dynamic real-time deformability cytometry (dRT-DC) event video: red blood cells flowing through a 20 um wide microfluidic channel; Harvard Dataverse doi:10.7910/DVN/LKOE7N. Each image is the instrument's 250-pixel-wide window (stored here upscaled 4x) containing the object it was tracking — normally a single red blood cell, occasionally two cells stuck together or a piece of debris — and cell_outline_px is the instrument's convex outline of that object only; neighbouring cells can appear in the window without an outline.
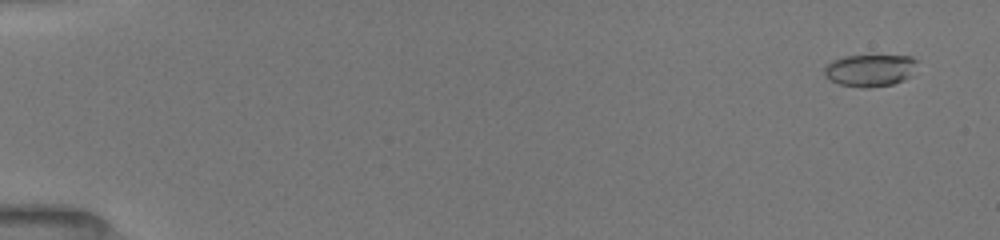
{"species": "common noctule bat (a hibernating species)", "species_latin": "Nyctalus noctula", "temperature_condition": "room temperature", "stored_images_in_passage": 52, "camera_frame_rate_fps": 3000, "um_per_image_px": 0.085, "animal": {"sex": "female", "body_mass_g": 19.5, "forearm_length_mm": 54.1}, "frame": {"image": 1, "passage_image": 3, "time_ms": 0.667, "image_size_px": [1000, 240], "cell_outline_px": [[916, 60], [912, 76], [904, 80], [892, 84], [868, 88], [864, 88], [840, 84], [824, 76], [824, 68], [832, 60], [844, 56], [912, 56]], "centroid_in_image_um": [73.95, 5.98], "position_along_channel_um": 11.1, "area_um2": 17.28}}
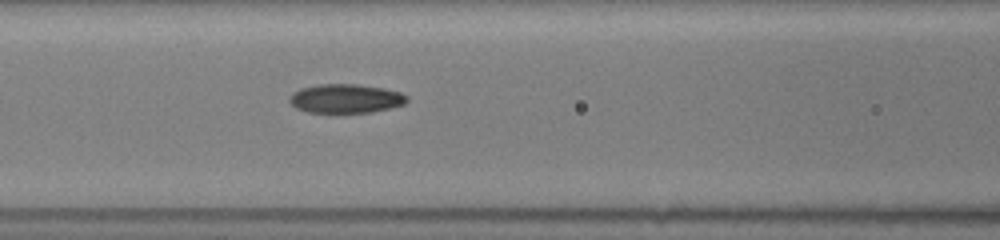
{"frame": {"image": 2, "passage_image": 24, "time_ms": 7.667, "image_size_px": [1000, 240], "cell_outline_px": [[408, 100], [404, 104], [388, 108], [368, 112], [308, 112], [296, 108], [288, 100], [292, 92], [300, 88], [320, 84], [360, 84], [384, 88], [400, 92], [408, 96]], "centroid_in_image_um": [29.37, 8.36], "position_along_channel_um": 137.2, "area_um2": 19.77}}
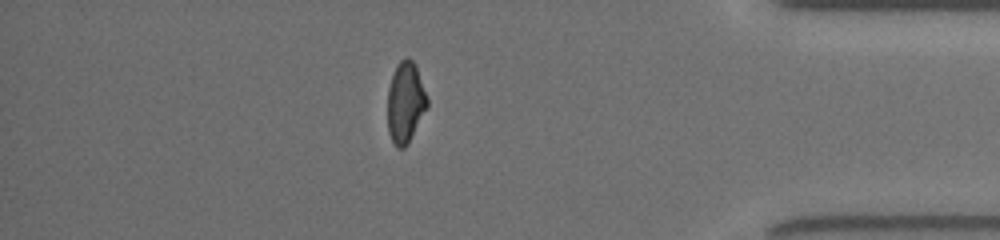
{"frame": {"image": 3, "passage_image": 46, "time_ms": 15.0, "image_size_px": [1000, 240], "cell_outline_px": [[428, 108], [408, 144], [404, 148], [396, 148], [388, 132], [388, 88], [396, 64], [400, 60], [408, 56], [416, 64], [428, 96]], "centroid_in_image_um": [34.49, 8.69], "position_along_channel_um": 400.7, "area_um2": 19.13}, "authors_computed_cell_mechanics": {"area_um2": 19.1029, "velocity_mm_per_s": 3.9962, "shape_relaxation_time_tau1_ms": 4.7615, "shape_relaxation_time_tau2_ms": 2.7501, "deformation_change_tau1": 0.163, "deformation_change_tau2": 0.0837}}